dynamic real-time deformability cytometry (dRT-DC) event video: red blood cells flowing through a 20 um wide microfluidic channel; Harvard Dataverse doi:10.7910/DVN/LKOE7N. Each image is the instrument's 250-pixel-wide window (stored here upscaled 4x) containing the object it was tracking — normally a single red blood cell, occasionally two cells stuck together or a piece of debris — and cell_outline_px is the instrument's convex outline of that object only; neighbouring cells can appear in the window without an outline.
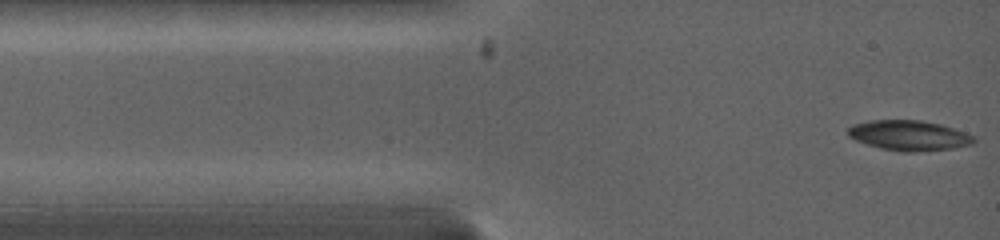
{"species": "common noctule bat (a hibernating species)", "species_latin": "Nyctalus noctula", "temperature_condition": "warm", "stored_images_in_passage": 28, "camera_frame_rate_fps": 5000, "um_per_image_px": 0.085, "animal": {"sex": "female", "body_mass_g": 19.0, "forearm_length_mm": 53.3}, "frame": {"image": 1, "passage_image": 1, "time_ms": 0.0, "image_size_px": [1000, 240], "cell_outline_px": [[976, 140], [972, 144], [952, 148], [916, 152], [904, 152], [880, 148], [856, 140], [848, 136], [848, 128], [852, 124], [868, 120], [920, 120], [940, 124], [976, 136]], "centroid_in_image_um": [77.26, 11.51], "position_along_channel_um": 7.7, "area_um2": 22.08}}
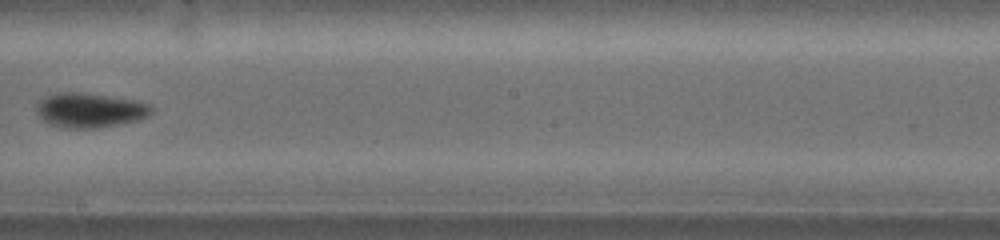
{"frame": {"image": 2, "passage_image": 13, "time_ms": 7.0, "image_size_px": [1000, 240], "cell_outline_px": [[156, 108], [148, 116], [136, 120], [100, 128], [64, 128], [52, 124], [44, 120], [40, 116], [36, 108], [40, 100], [48, 96], [60, 92], [84, 92], [132, 100], [148, 104]], "centroid_in_image_um": [7.66, 9.37], "position_along_channel_um": 240.5, "area_um2": 22.89}}
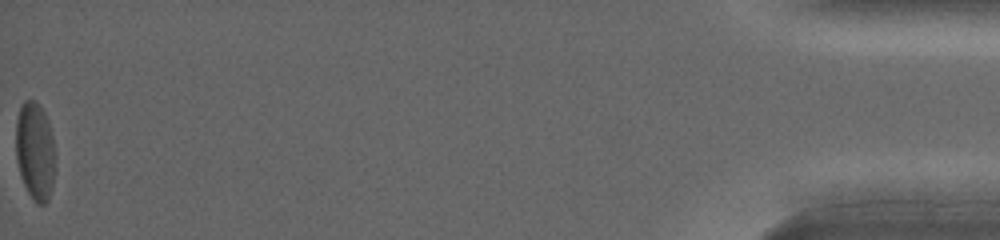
{"frame": {"image": 3, "passage_image": 28, "time_ms": 15.6, "image_size_px": [1000, 240], "cell_outline_px": [[56, 168], [48, 200], [44, 204], [36, 204], [28, 192], [20, 176], [16, 160], [16, 120], [20, 108], [24, 100], [36, 100], [40, 104], [44, 112], [52, 136], [56, 156]], "centroid_in_image_um": [2.99, 12.85], "position_along_channel_um": 432.2, "area_um2": 22.77}, "authors_computed_cell_mechanics": {"area_um2": 22.1085, "velocity_mm_per_s": 4.0405, "shape_relaxation_time_tau1_ms": 1.4685, "shape_relaxation_time_tau2_ms": 1.9251, "deformation_change_tau1": 0.094, "deformation_change_tau2": 0.0508}}